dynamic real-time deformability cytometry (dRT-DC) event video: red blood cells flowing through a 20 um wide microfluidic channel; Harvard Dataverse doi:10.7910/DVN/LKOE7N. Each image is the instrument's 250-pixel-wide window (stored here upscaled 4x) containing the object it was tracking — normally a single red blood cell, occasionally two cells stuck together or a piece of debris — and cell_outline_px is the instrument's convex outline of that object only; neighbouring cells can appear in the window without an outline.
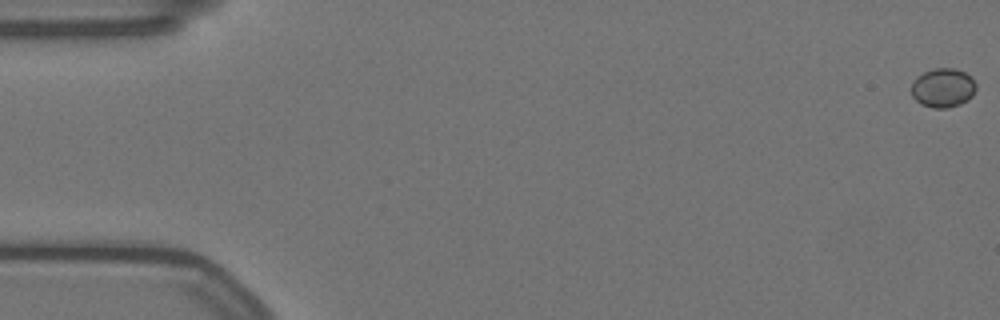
{"species": "Egyptian fruit bat (a non-hibernating species)", "species_latin": "Rousettus aegyptiacus", "temperature_condition": "warm", "stored_images_in_passage": 59, "camera_frame_rate_fps": 3000, "um_per_image_px": 0.085, "animal": {"sex": "female"}, "frame": {"image": 1, "passage_image": 1, "time_ms": 0.0, "image_size_px": [1000, 320], "cell_outline_px": [[976, 88], [972, 96], [968, 100], [960, 104], [948, 108], [932, 108], [920, 104], [912, 96], [912, 84], [916, 76], [924, 72], [936, 68], [956, 68], [964, 72], [976, 84]], "centroid_in_image_um": [80.14, 7.48], "position_along_channel_um": 4.9, "area_um2": 14.74}}
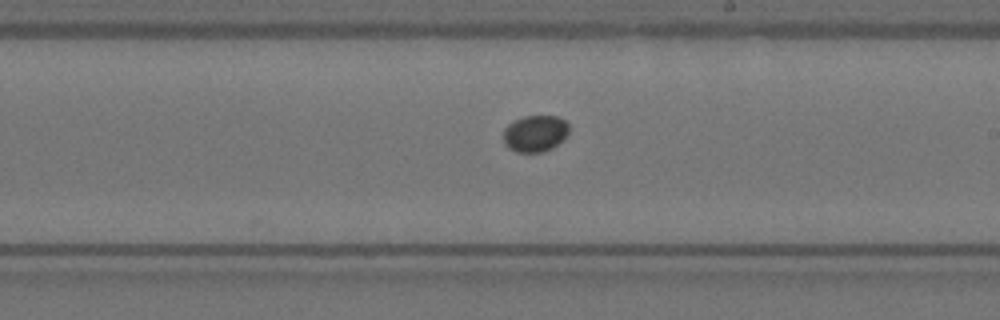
{"frame": {"image": 2, "passage_image": 34, "time_ms": 11.0, "image_size_px": [1000, 320], "cell_outline_px": [[568, 132], [564, 140], [552, 148], [544, 152], [516, 152], [508, 148], [504, 144], [504, 128], [512, 120], [524, 116], [560, 116], [568, 124]], "centroid_in_image_um": [45.48, 11.34], "position_along_channel_um": 243.5, "area_um2": 14.22}}
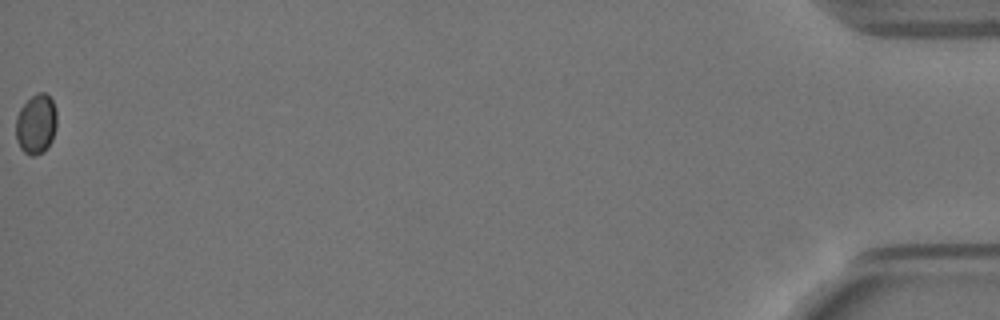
{"frame": {"image": 3, "passage_image": 59, "time_ms": 19.333, "image_size_px": [1000, 320], "cell_outline_px": [[56, 128], [52, 140], [44, 152], [36, 156], [32, 156], [24, 152], [20, 148], [16, 140], [16, 116], [20, 108], [32, 96], [40, 92], [44, 92], [52, 100], [56, 108]], "centroid_in_image_um": [3.07, 10.57], "position_along_channel_um": 432.1, "area_um2": 14.39}}